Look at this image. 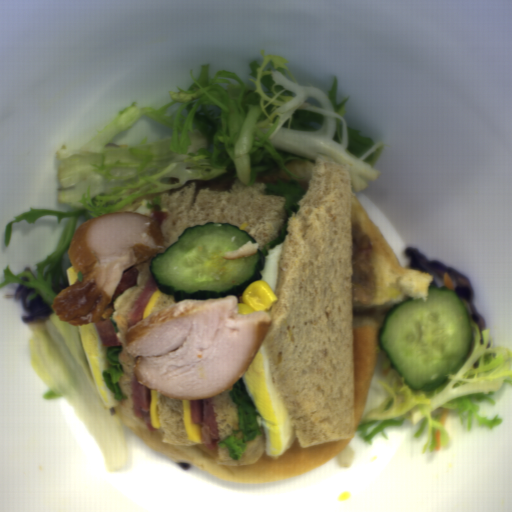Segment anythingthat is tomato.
I'll use <instances>...</instances> for the list:
<instances>
[{"mask_svg":"<svg viewBox=\"0 0 512 512\" xmlns=\"http://www.w3.org/2000/svg\"><path fill=\"white\" fill-rule=\"evenodd\" d=\"M138 279L139 272L135 265L130 268H126L122 273V280L118 286V289L107 307H113L114 309L117 298L131 287L138 285Z\"/></svg>","mask_w":512,"mask_h":512,"instance_id":"8d92a7de","label":"tomato"},{"mask_svg":"<svg viewBox=\"0 0 512 512\" xmlns=\"http://www.w3.org/2000/svg\"><path fill=\"white\" fill-rule=\"evenodd\" d=\"M131 376V394L134 416L136 418H142L148 430L155 432V427L152 424L151 417L152 389L138 383L134 371H131Z\"/></svg>","mask_w":512,"mask_h":512,"instance_id":"da07e99c","label":"tomato"},{"mask_svg":"<svg viewBox=\"0 0 512 512\" xmlns=\"http://www.w3.org/2000/svg\"><path fill=\"white\" fill-rule=\"evenodd\" d=\"M191 423L199 426L204 447L215 449L220 434L211 399L189 400Z\"/></svg>","mask_w":512,"mask_h":512,"instance_id":"512abeb7","label":"tomato"},{"mask_svg":"<svg viewBox=\"0 0 512 512\" xmlns=\"http://www.w3.org/2000/svg\"><path fill=\"white\" fill-rule=\"evenodd\" d=\"M156 289L158 288L154 283L152 277L149 278L144 287L142 288L140 294L130 307V311L127 318L128 329L131 328L138 321L144 320L145 307Z\"/></svg>","mask_w":512,"mask_h":512,"instance_id":"590e3db6","label":"tomato"},{"mask_svg":"<svg viewBox=\"0 0 512 512\" xmlns=\"http://www.w3.org/2000/svg\"><path fill=\"white\" fill-rule=\"evenodd\" d=\"M103 344L108 349L110 347H123L124 344L120 341L119 337L115 333L112 324L108 319H101L93 322Z\"/></svg>","mask_w":512,"mask_h":512,"instance_id":"269afe34","label":"tomato"}]
</instances>
